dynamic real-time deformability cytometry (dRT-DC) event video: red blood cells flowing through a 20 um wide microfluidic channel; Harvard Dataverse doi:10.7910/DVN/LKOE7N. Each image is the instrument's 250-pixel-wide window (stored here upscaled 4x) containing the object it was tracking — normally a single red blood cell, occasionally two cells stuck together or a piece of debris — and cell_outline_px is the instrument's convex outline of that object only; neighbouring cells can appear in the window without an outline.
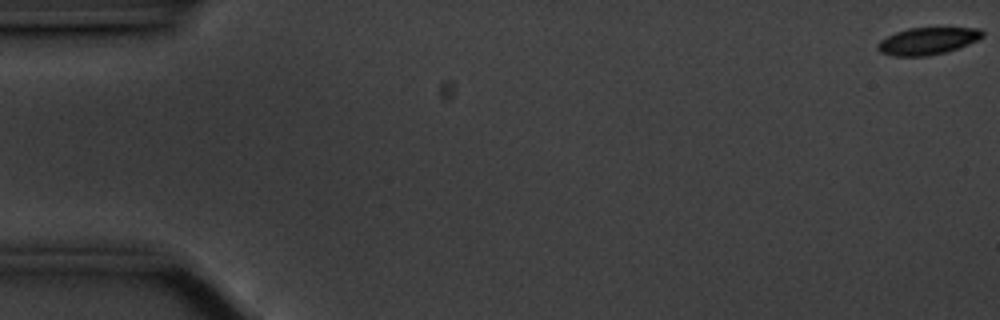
{"species": "common noctule bat (a hibernating species)", "species_latin": "Nyctalus noctula", "temperature_condition": "cold", "stored_images_in_passage": 58, "camera_frame_rate_fps": 3000, "um_per_image_px": 0.085, "animal": {"sex": "male", "body_mass_g": 20.1, "forearm_length_mm": 53.5}, "frame": {"image": 1, "passage_image": 1, "time_ms": 0.0, "image_size_px": [1000, 320], "cell_outline_px": [[984, 36], [968, 44], [944, 52], [924, 56], [892, 56], [880, 52], [876, 48], [876, 44], [880, 40], [896, 32], [908, 28], [980, 28], [984, 32]], "centroid_in_image_um": [78.81, 3.48], "position_along_channel_um": 6.2, "area_um2": 16.42}}
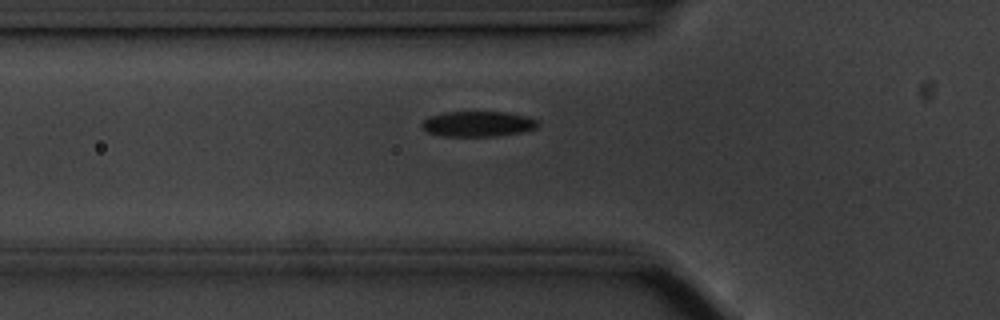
{"frame": {"image": 2, "passage_image": 20, "time_ms": 6.333, "image_size_px": [1000, 320], "cell_outline_px": [[540, 124], [536, 128], [520, 132], [496, 136], [440, 136], [424, 132], [420, 124], [428, 116], [444, 112], [508, 112], [528, 116], [536, 120]], "centroid_in_image_um": [40.57, 10.53], "position_along_channel_um": 85.2, "area_um2": 17.4}}
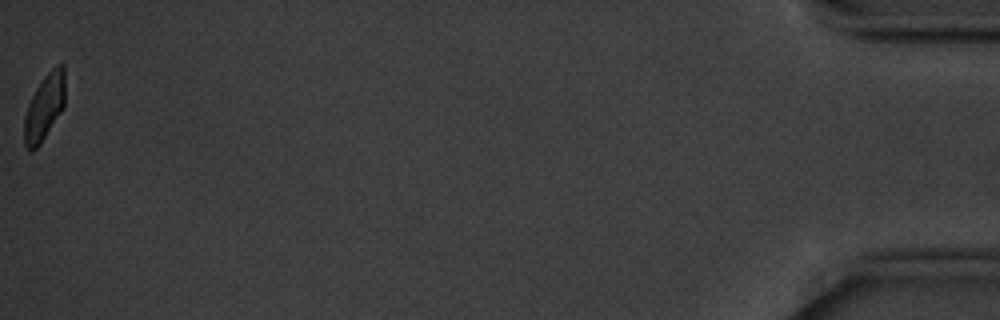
{"frame": {"image": 3, "passage_image": 58, "time_ms": 19.0, "image_size_px": [1000, 320], "cell_outline_px": [[64, 108], [40, 144], [36, 148], [28, 148], [24, 144], [24, 116], [28, 104], [36, 88], [44, 76], [56, 64], [64, 64]], "centroid_in_image_um": [3.78, 9.08], "position_along_channel_um": 431.4, "area_um2": 15.61}, "authors_computed_cell_mechanics": {"area_um2": 17.3689, "velocity_mm_per_s": 3.5018, "shape_relaxation_time_tau1_ms": 5.6532, "shape_relaxation_time_tau2_ms": null, "deformation_change_tau1": 0.1583, "deformation_change_tau2": null}}